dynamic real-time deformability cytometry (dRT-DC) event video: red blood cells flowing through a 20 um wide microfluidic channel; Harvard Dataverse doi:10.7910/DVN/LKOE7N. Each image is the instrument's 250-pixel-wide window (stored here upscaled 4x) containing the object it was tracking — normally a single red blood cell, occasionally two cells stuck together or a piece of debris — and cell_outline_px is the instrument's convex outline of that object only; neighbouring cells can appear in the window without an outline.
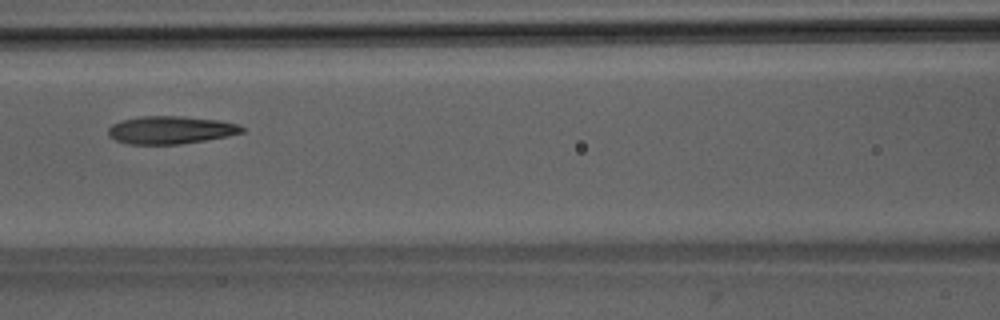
{"species": "Egyptian fruit bat (a non-hibernating species)", "species_latin": "Rousettus aegyptiacus", "temperature_condition": "room temperature", "stored_images_in_passage": 21, "camera_frame_rate_fps": 3000, "um_per_image_px": 0.085, "animal": {"sex": "male"}, "frame": {"image": 1, "passage_image": 9, "time_ms": 2.667, "image_size_px": [1000, 320], "cell_outline_px": [[244, 132], [228, 136], [180, 144], [128, 144], [116, 140], [108, 136], [108, 128], [112, 124], [120, 120], [140, 116], [180, 116], [216, 120], [236, 124], [244, 128]], "centroid_in_image_um": [14.45, 11.05], "position_along_channel_um": 152.2, "area_um2": 21.56}}